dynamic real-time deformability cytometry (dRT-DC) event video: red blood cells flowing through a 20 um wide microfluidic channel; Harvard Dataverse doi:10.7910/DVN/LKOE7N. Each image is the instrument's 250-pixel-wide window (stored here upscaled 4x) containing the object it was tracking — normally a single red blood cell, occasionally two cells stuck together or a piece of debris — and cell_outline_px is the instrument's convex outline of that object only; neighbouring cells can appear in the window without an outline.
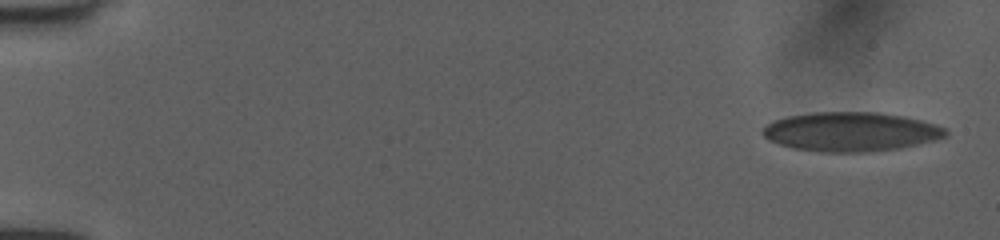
{"species": "human", "species_latin": "Homo sapiens", "temperature_condition": "room temperature", "stored_images_in_passage": 15, "camera_frame_rate_fps": 3000, "um_per_image_px": 0.085, "donor": {"sex": "female"}, "frame": {"image": 1, "passage_image": 1, "time_ms": 0.0, "image_size_px": [1000, 240], "cell_outline_px": [[948, 132], [944, 136], [932, 140], [896, 148], [860, 152], [824, 152], [796, 148], [780, 144], [768, 140], [764, 136], [764, 128], [768, 124], [776, 120], [788, 116], [816, 112], [876, 112], [900, 116], [932, 124], [944, 128]], "centroid_in_image_um": [72.26, 11.19], "position_along_channel_um": 12.7, "area_um2": 40.63}}
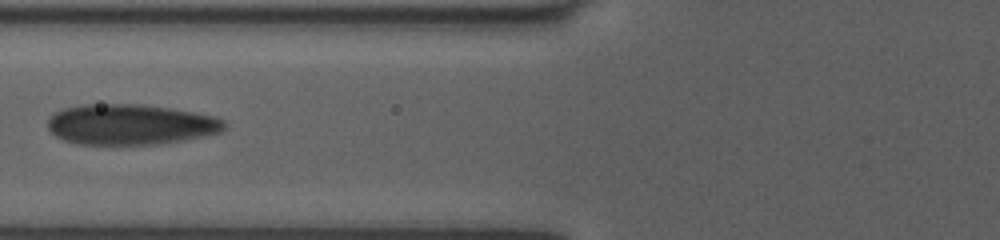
{"frame": {"image": 2, "passage_image": 11, "time_ms": 3.333, "image_size_px": [1000, 240], "cell_outline_px": [[224, 128], [220, 132], [180, 140], [156, 144], [76, 144], [64, 140], [56, 136], [48, 128], [48, 120], [56, 112], [64, 108], [84, 104], [140, 104], [168, 108], [192, 112], [212, 116], [224, 120]], "centroid_in_image_um": [11.03, 10.57], "position_along_channel_um": 114.8, "area_um2": 41.15}}
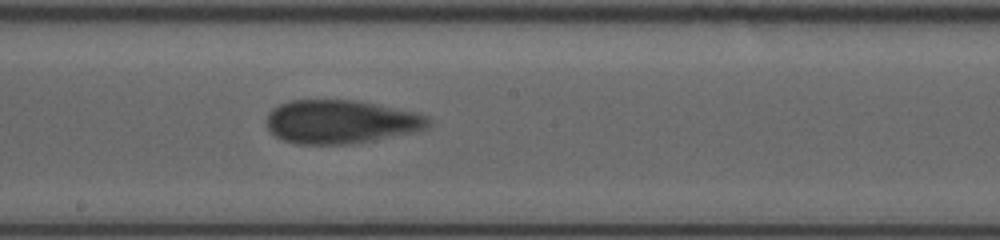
{"frame": {"image": 3, "passage_image": 15, "time_ms": 4.667, "image_size_px": [1000, 240], "cell_outline_px": [[432, 124], [428, 128], [412, 132], [352, 144], [296, 144], [284, 140], [276, 136], [268, 128], [268, 112], [280, 104], [292, 100], [352, 100], [416, 112], [428, 116], [432, 120]], "centroid_in_image_um": [28.99, 10.35], "position_along_channel_um": 219.2, "area_um2": 40.81}}